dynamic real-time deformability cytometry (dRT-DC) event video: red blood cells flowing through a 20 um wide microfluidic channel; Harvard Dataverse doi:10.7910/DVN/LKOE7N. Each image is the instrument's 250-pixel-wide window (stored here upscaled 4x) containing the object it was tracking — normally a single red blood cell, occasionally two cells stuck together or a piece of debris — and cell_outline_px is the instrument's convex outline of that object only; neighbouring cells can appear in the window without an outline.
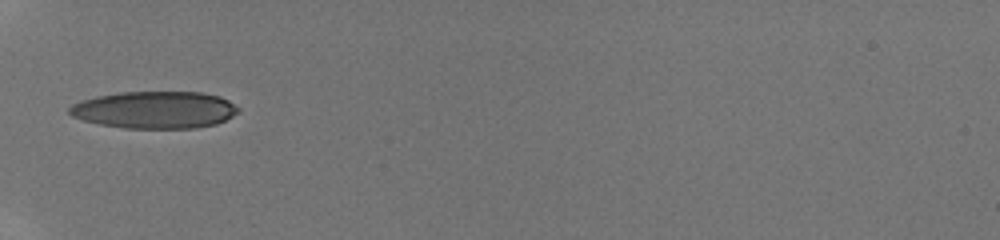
{"species": "human", "species_latin": "Homo sapiens", "temperature_condition": "room temperature", "stored_images_in_passage": 31, "camera_frame_rate_fps": 3000, "um_per_image_px": 0.085, "donor": {"sex": "male"}, "frame": {"image": 1, "passage_image": 1, "time_ms": 0.0, "image_size_px": [1000, 240], "cell_outline_px": [[240, 112], [216, 124], [196, 128], [124, 128], [100, 124], [84, 120], [72, 116], [68, 112], [68, 108], [72, 104], [96, 96], [120, 92], [204, 92], [220, 96], [228, 100], [240, 108]], "centroid_in_image_um": [13.18, 9.33], "position_along_channel_um": 71.8, "area_um2": 36.65}}
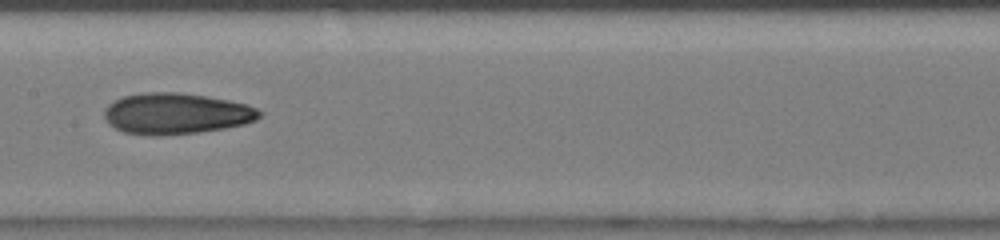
{"frame": {"image": 2, "passage_image": 10, "time_ms": 3.0, "image_size_px": [1000, 240], "cell_outline_px": [[264, 112], [256, 120], [244, 124], [224, 128], [196, 132], [160, 136], [152, 136], [124, 132], [108, 124], [104, 116], [104, 108], [108, 104], [124, 96], [144, 92], [180, 92], [208, 96], [248, 104]], "centroid_in_image_um": [14.97, 9.65], "position_along_channel_um": 192.4, "area_um2": 37.34}}
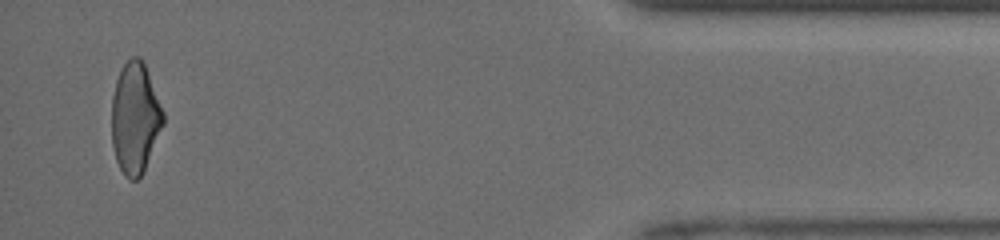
{"frame": {"image": 3, "passage_image": 30, "time_ms": 9.667, "image_size_px": [1000, 240], "cell_outline_px": [[164, 124], [144, 168], [140, 176], [136, 180], [128, 180], [124, 176], [116, 160], [112, 144], [112, 96], [116, 80], [124, 64], [132, 56], [140, 56], [144, 64], [164, 112]], "centroid_in_image_um": [11.47, 10.04], "position_along_channel_um": 423.7, "area_um2": 33.0}, "authors_computed_cell_mechanics": {"area_um2": 35.4892, "velocity_mm_per_s": 4.2526, "shape_relaxation_time_tau1_ms": 9.6144, "shape_relaxation_time_tau2_ms": 2.1589, "deformation_change_tau1": 0.261, "deformation_change_tau2": 0.0965}}